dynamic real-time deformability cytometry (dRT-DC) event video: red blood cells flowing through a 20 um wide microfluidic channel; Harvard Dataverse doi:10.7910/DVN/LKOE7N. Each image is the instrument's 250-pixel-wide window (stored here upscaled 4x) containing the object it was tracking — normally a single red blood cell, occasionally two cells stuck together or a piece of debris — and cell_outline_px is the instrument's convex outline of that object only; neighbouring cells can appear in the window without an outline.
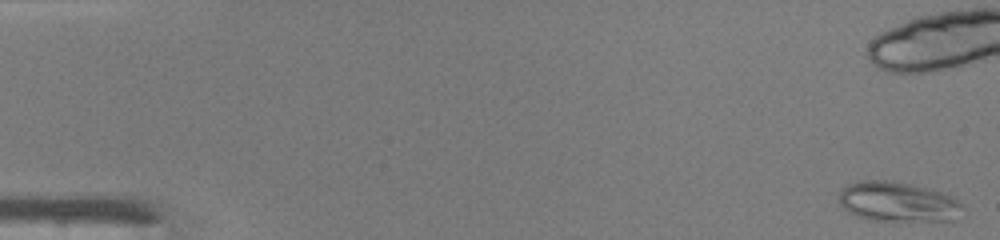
{"species": "common noctule bat (a hibernating species)", "species_latin": "Nyctalus noctula", "temperature_condition": "warm", "stored_images_in_passage": 40, "camera_frame_rate_fps": 3000, "um_per_image_px": 0.085, "animal": {"sex": "male", "body_mass_g": 19.0, "forearm_length_mm": 50.8}, "frame": {"image": 1, "passage_image": 1, "time_ms": 0.0, "image_size_px": [1000, 240], "cell_outline_px": [[964, 208], [952, 220], [872, 220], [856, 216], [848, 212], [840, 204], [840, 192], [848, 184], [860, 180], [892, 180], [912, 184], [928, 188], [952, 196]], "centroid_in_image_um": [76.28, 17.13], "position_along_channel_um": 8.7, "area_um2": 28.44}, "authors_computed_cell_mechanics": {"area_um2": 19.7098, "velocity_mm_per_s": 4.3193, "shape_relaxation_time_tau1_ms": 5.9928, "shape_relaxation_time_tau2_ms": 3.3812, "deformation_change_tau1": 0.1626, "deformation_change_tau2": 0.0952}}